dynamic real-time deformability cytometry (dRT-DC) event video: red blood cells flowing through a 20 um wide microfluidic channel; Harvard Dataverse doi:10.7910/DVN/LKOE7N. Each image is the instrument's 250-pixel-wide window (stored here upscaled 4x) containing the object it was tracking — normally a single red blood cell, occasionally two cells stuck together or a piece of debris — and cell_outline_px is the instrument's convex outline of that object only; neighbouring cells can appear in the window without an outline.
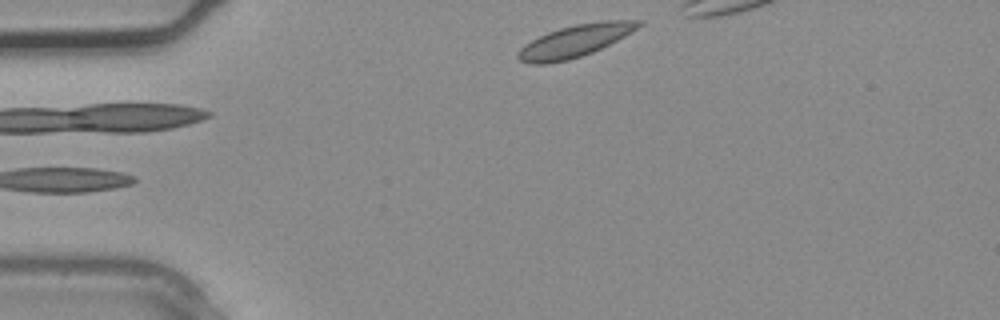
{"species": "common noctule bat (a hibernating species)", "species_latin": "Nyctalus noctula", "temperature_condition": "warm", "stored_images_in_passage": 3, "camera_frame_rate_fps": 3000, "um_per_image_px": 0.085, "animal": {"sex": "male", "body_mass_g": 20.4}, "frame": {"image": 1, "passage_image": 3, "time_ms": 0.667, "image_size_px": [1000, 320], "cell_outline_px": [[644, 24], [632, 32], [592, 52], [568, 60], [548, 64], [528, 64], [520, 60], [516, 56], [516, 52], [524, 44], [548, 32], [560, 28], [576, 24], [608, 20], [644, 20]], "centroid_in_image_um": [48.86, 3.48], "position_along_channel_um": 36.1, "area_um2": 22.48}}